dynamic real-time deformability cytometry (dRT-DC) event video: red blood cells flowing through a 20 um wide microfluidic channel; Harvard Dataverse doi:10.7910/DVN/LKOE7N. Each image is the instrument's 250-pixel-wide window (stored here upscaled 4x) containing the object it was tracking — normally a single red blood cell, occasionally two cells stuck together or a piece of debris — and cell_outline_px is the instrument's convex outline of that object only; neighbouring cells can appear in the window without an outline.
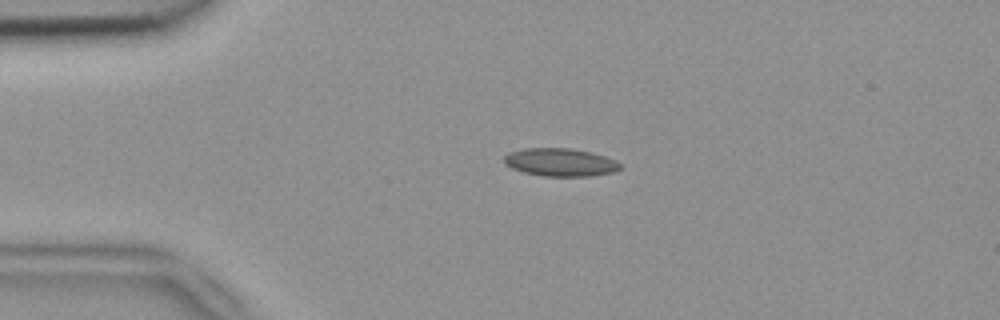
{"species": "common noctule bat (a hibernating species)", "species_latin": "Nyctalus noctula", "temperature_condition": "room temperature", "stored_images_in_passage": 4, "camera_frame_rate_fps": 3000, "um_per_image_px": 0.085, "animal": {"sex": "female", "body_mass_g": 18.4}, "frame": {"image": 1, "passage_image": 3, "time_ms": 0.667, "image_size_px": [1000, 320], "cell_outline_px": [[624, 164], [616, 172], [588, 176], [544, 176], [524, 172], [512, 168], [504, 164], [504, 156], [512, 152], [524, 148], [572, 148], [592, 152], [616, 160]], "centroid_in_image_um": [47.68, 13.79], "position_along_channel_um": 37.3, "area_um2": 19.02}}